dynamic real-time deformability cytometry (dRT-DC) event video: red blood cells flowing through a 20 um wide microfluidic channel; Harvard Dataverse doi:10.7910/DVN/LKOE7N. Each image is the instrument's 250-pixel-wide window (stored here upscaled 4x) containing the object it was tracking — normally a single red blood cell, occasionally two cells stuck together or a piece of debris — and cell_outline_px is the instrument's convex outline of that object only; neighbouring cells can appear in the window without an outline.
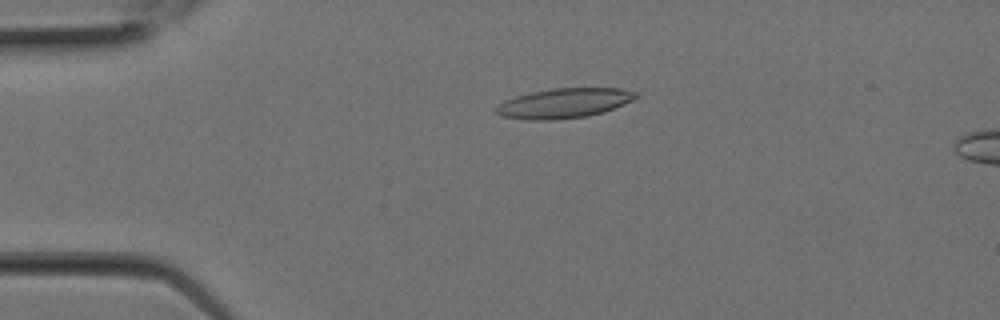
{"species": "Egyptian fruit bat (a non-hibernating species)", "species_latin": "Rousettus aegyptiacus", "temperature_condition": "room temperature", "stored_images_in_passage": 3, "camera_frame_rate_fps": 3000, "um_per_image_px": 0.085, "animal": {"sex": "female"}, "frame": {"image": 1, "passage_image": 2, "time_ms": 0.333, "image_size_px": [1000, 320], "cell_outline_px": [[640, 96], [624, 104], [604, 112], [588, 116], [552, 120], [528, 120], [500, 116], [492, 112], [492, 108], [496, 104], [504, 100], [516, 96], [532, 92], [552, 88], [624, 88], [640, 92]], "centroid_in_image_um": [47.92, 8.77], "position_along_channel_um": 37.1, "area_um2": 24.8}}